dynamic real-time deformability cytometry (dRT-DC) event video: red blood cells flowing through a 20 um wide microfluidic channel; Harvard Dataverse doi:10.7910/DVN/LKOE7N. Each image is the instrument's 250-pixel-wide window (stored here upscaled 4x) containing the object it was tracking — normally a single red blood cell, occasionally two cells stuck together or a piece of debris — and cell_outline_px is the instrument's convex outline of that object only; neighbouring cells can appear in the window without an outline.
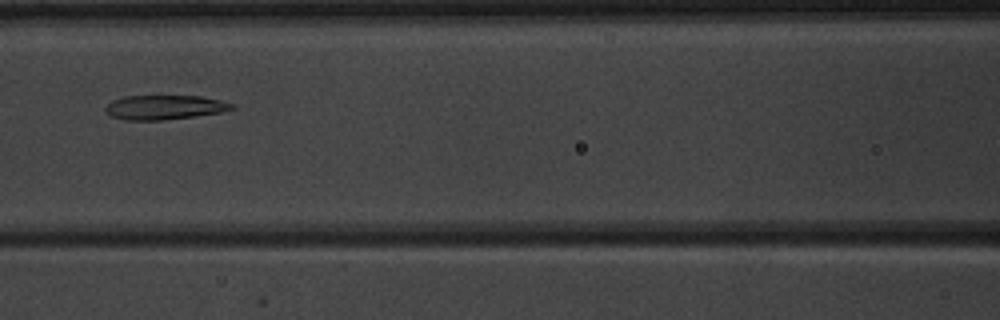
{"species": "common noctule bat (a hibernating species)", "species_latin": "Nyctalus noctula", "temperature_condition": "warm", "stored_images_in_passage": 5, "camera_frame_rate_fps": 3000, "um_per_image_px": 0.085, "animal": {"sex": "male", "body_mass_g": 20.1, "forearm_length_mm": 53.5}, "frame": {"image": 1, "passage_image": 5, "time_ms": 5.667, "image_size_px": [1000, 320], "cell_outline_px": [[236, 108], [224, 112], [164, 120], [124, 120], [112, 116], [104, 108], [112, 100], [124, 96], [200, 96], [220, 100], [232, 104]], "centroid_in_image_um": [14.0, 9.12], "position_along_channel_um": 152.6, "area_um2": 17.92}}